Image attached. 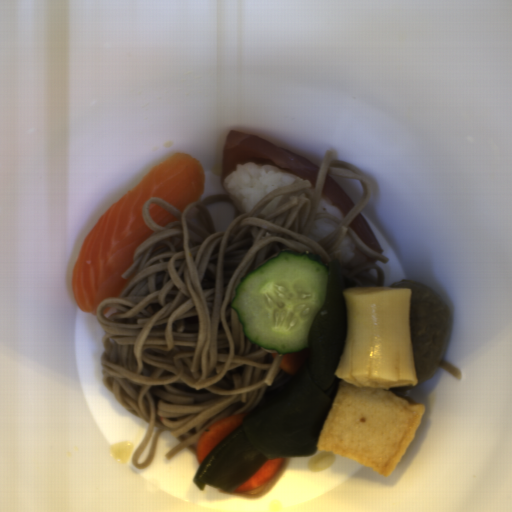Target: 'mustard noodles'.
I'll return each mask as SVG.
<instances>
[{
	"instance_id": "1",
	"label": "mustard noodles",
	"mask_w": 512,
	"mask_h": 512,
	"mask_svg": "<svg viewBox=\"0 0 512 512\" xmlns=\"http://www.w3.org/2000/svg\"><path fill=\"white\" fill-rule=\"evenodd\" d=\"M313 188L309 179L276 189L249 213H239L230 194L195 199L181 211L161 197L146 201L142 215L154 233L136 249L122 275L134 270L117 297L102 299L96 318L103 330L100 376L122 407L147 421L133 466L148 469L163 432L179 439L169 461L196 448L207 429L231 415L252 411L263 397L297 373L282 370L283 355L252 343L230 303L241 277L281 251L319 253L326 264L350 233L365 255L364 265H340L346 288L385 287L372 249L351 228L372 195L360 165L327 149ZM326 174L352 197L344 219L317 213ZM272 215L261 214L282 196ZM158 202L179 221L156 224L148 213ZM339 225L321 240L309 235L312 220Z\"/></svg>"
},
{
	"instance_id": "3",
	"label": "mustard noodles",
	"mask_w": 512,
	"mask_h": 512,
	"mask_svg": "<svg viewBox=\"0 0 512 512\" xmlns=\"http://www.w3.org/2000/svg\"><path fill=\"white\" fill-rule=\"evenodd\" d=\"M439 367L446 371L447 373H449L450 375L457 378L458 380L461 381L463 379L462 372L460 371V369L452 365L451 363L442 359Z\"/></svg>"
},
{
	"instance_id": "2",
	"label": "mustard noodles",
	"mask_w": 512,
	"mask_h": 512,
	"mask_svg": "<svg viewBox=\"0 0 512 512\" xmlns=\"http://www.w3.org/2000/svg\"><path fill=\"white\" fill-rule=\"evenodd\" d=\"M415 385H408V386H395V387H389L388 391L396 396L397 398H403L407 399L408 404H414L412 399L408 397L406 391L410 389H414Z\"/></svg>"
}]
</instances>
